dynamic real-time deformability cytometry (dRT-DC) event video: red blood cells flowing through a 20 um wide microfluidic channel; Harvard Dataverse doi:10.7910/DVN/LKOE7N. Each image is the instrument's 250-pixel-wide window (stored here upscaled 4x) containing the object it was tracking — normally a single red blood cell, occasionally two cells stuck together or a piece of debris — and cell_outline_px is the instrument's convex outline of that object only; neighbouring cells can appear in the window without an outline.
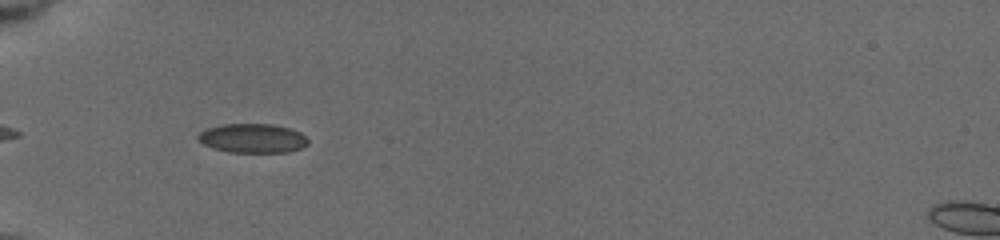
{"species": "common noctule bat (a hibernating species)", "species_latin": "Nyctalus noctula", "temperature_condition": "cold", "stored_images_in_passage": 9, "camera_frame_rate_fps": 3000, "um_per_image_px": 0.085, "animal": {"sex": "female", "body_mass_g": 19.5, "forearm_length_mm": 54.1}, "frame": {"image": 1, "passage_image": 7, "time_ms": 5.333, "image_size_px": [1000, 240], "cell_outline_px": [[308, 144], [300, 148], [288, 152], [228, 152], [212, 148], [196, 140], [196, 136], [204, 128], [220, 124], [272, 124], [288, 128], [300, 132], [308, 140]], "centroid_in_image_um": [21.4, 11.75], "position_along_channel_um": 63.6, "area_um2": 18.84}}
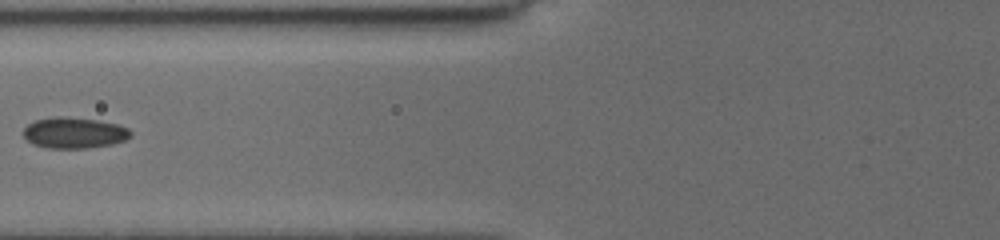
{"frame": {"image": 2, "passage_image": 9, "time_ms": 7.0, "image_size_px": [1000, 240], "cell_outline_px": [[132, 136], [124, 140], [112, 144], [88, 148], [48, 148], [32, 144], [20, 132], [28, 124], [36, 120], [56, 116], [60, 116], [96, 120], [116, 124], [128, 128], [132, 132]], "centroid_in_image_um": [6.28, 11.29], "position_along_channel_um": 119.5, "area_um2": 19.36}}